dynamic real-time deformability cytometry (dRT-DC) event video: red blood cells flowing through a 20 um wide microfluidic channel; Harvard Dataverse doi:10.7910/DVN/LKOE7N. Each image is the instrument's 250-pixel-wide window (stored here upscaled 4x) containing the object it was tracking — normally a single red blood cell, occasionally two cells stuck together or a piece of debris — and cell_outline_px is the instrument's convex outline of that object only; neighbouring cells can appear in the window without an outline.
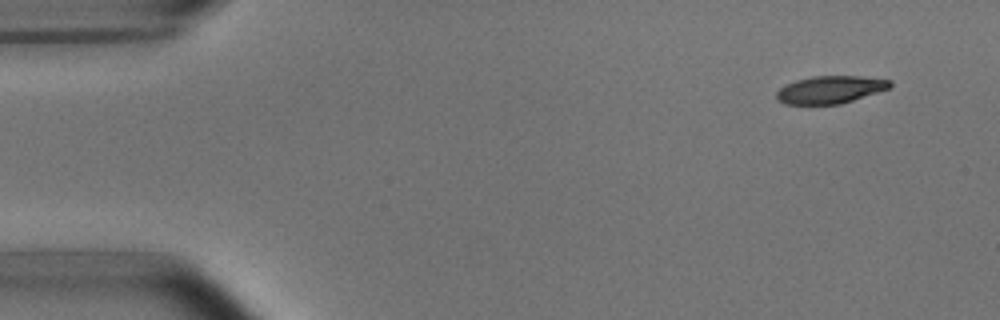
{"species": "common noctule bat (a hibernating species)", "species_latin": "Nyctalus noctula", "temperature_condition": "room temperature", "stored_images_in_passage": 6, "camera_frame_rate_fps": 3000, "um_per_image_px": 0.085, "animal": {"sex": "male", "body_mass_g": 15.6}, "frame": {"image": 1, "passage_image": 1, "time_ms": 0.0, "image_size_px": [1000, 320], "cell_outline_px": [[892, 84], [888, 88], [840, 104], [784, 104], [776, 100], [776, 92], [780, 88], [796, 80], [812, 76], [860, 76], [892, 80]], "centroid_in_image_um": [70.53, 7.61], "position_along_channel_um": 14.5, "area_um2": 18.03}}
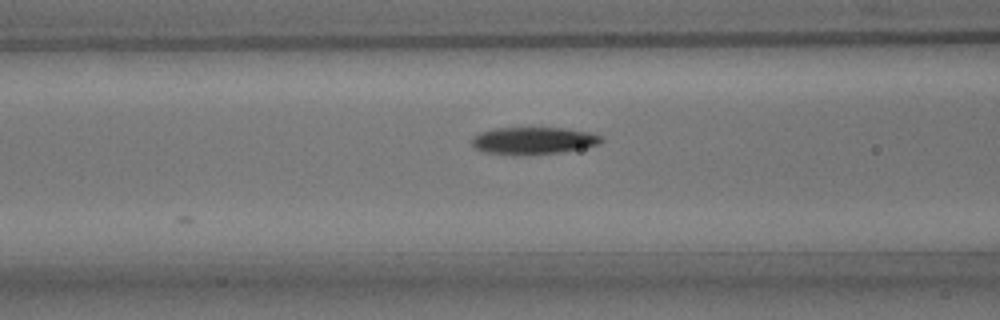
{"frame": {"image": 2, "passage_image": 6, "time_ms": 5.667, "image_size_px": [1000, 320], "cell_outline_px": [[604, 140], [600, 144], [560, 152], [524, 156], [512, 156], [484, 152], [476, 148], [472, 144], [472, 136], [480, 132], [492, 128], [564, 128], [588, 132], [600, 136]], "centroid_in_image_um": [45.28, 11.97], "position_along_channel_um": 121.3, "area_um2": 20.75}}